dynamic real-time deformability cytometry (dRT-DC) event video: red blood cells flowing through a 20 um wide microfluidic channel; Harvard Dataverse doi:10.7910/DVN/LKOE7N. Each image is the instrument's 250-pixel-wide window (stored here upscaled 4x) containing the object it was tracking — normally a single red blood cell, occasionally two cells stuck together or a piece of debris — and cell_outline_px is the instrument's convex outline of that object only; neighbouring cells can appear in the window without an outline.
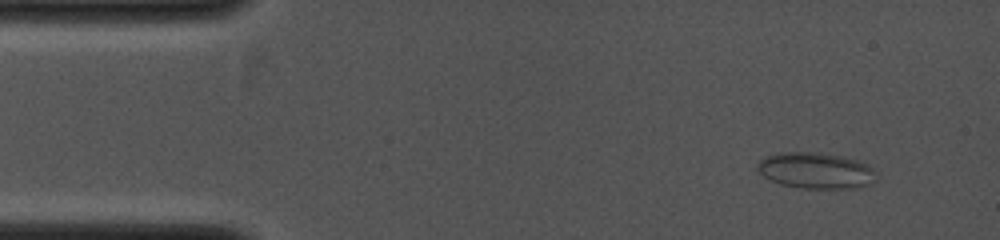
{"species": "common noctule bat (a hibernating species)", "species_latin": "Nyctalus noctula", "temperature_condition": "cold", "stored_images_in_passage": 9, "camera_frame_rate_fps": 4000, "um_per_image_px": 0.085, "animal": {"sex": "female", "body_mass_g": 19.0, "forearm_length_mm": 53.3}, "frame": {"image": 1, "passage_image": 1, "time_ms": 0.0, "image_size_px": [1000, 240], "cell_outline_px": [[876, 180], [868, 184], [856, 188], [804, 188], [780, 184], [764, 176], [756, 168], [756, 164], [760, 160], [768, 156], [788, 152], [804, 152], [840, 156], [856, 160], [868, 164], [876, 172]], "centroid_in_image_um": [69.36, 14.51], "position_along_channel_um": 15.6, "area_um2": 24.57}}
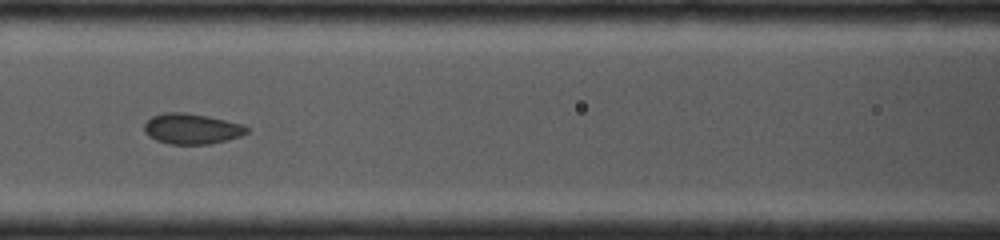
{"frame": {"image": 2, "passage_image": 6, "time_ms": 4.0, "image_size_px": [1000, 240], "cell_outline_px": [[248, 132], [240, 136], [208, 144], [168, 144], [156, 140], [148, 136], [144, 132], [144, 124], [152, 116], [164, 112], [184, 112], [208, 116], [244, 124], [248, 128]], "centroid_in_image_um": [16.27, 10.94], "position_along_channel_um": 150.3, "area_um2": 18.26}}
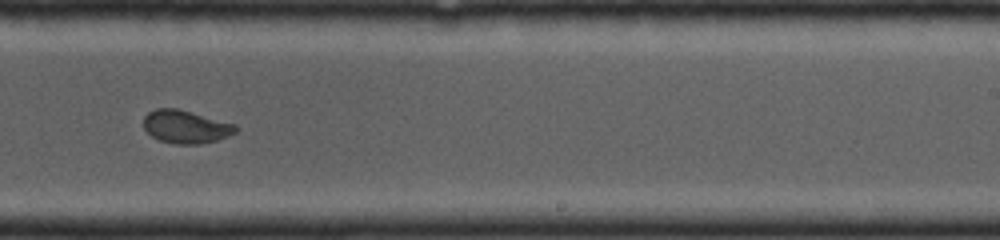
{"frame": {"image": 3, "passage_image": 9, "time_ms": 6.25, "image_size_px": [1000, 240], "cell_outline_px": [[240, 128], [236, 132], [228, 136], [216, 140], [200, 144], [176, 144], [160, 140], [152, 136], [144, 128], [144, 116], [148, 112], [156, 108], [176, 108], [192, 112], [236, 124]], "centroid_in_image_um": [15.81, 10.77], "position_along_channel_um": 273.2, "area_um2": 17.74}}